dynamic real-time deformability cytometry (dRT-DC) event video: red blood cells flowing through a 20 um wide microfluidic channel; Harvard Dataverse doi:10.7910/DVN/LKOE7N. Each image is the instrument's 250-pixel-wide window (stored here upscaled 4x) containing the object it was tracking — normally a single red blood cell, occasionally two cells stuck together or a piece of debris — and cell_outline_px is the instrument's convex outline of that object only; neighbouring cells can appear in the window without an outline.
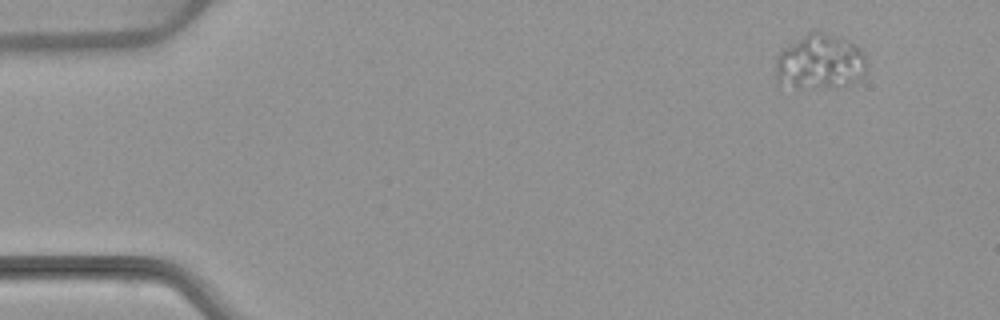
{"species": "common noctule bat (a hibernating species)", "species_latin": "Nyctalus noctula", "temperature_condition": "warm", "stored_images_in_passage": 51, "camera_frame_rate_fps": 3000, "um_per_image_px": 0.085, "animal": {"sex": "female", "body_mass_g": 22.7, "forearm_length_mm": 54.2}, "frame": {"image": 1, "passage_image": 1, "time_ms": 0.0, "image_size_px": [1000, 320], "cell_outline_px": [[868, 68], [864, 76], [860, 80], [828, 88], [792, 84], [776, 80], [776, 56], [780, 48], [808, 32], [820, 32], [840, 36], [848, 40], [860, 48], [864, 52], [868, 64]], "centroid_in_image_um": [69.75, 5.21], "position_along_channel_um": 15.3, "area_um2": 29.19}}
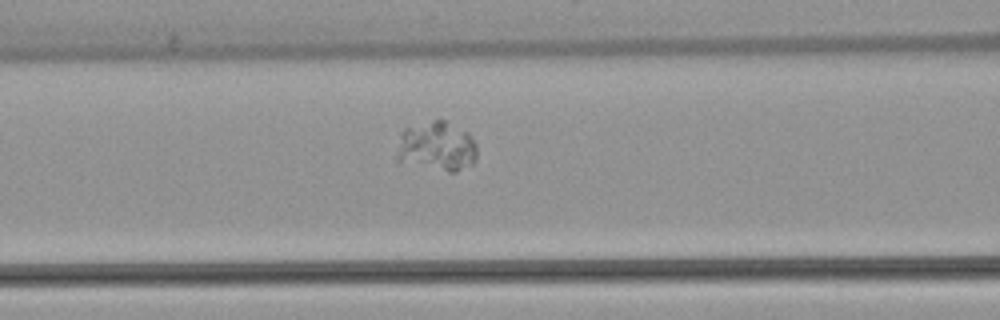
{"frame": {"image": 2, "passage_image": 19, "time_ms": 6.0, "image_size_px": [1000, 320], "cell_outline_px": [[476, 160], [472, 164], [456, 172], [448, 172], [396, 164], [396, 156], [400, 136], [404, 128], [432, 120], [444, 120], [468, 132], [472, 136], [476, 144]], "centroid_in_image_um": [37.08, 12.49], "position_along_channel_um": 129.5, "area_um2": 23.87}}
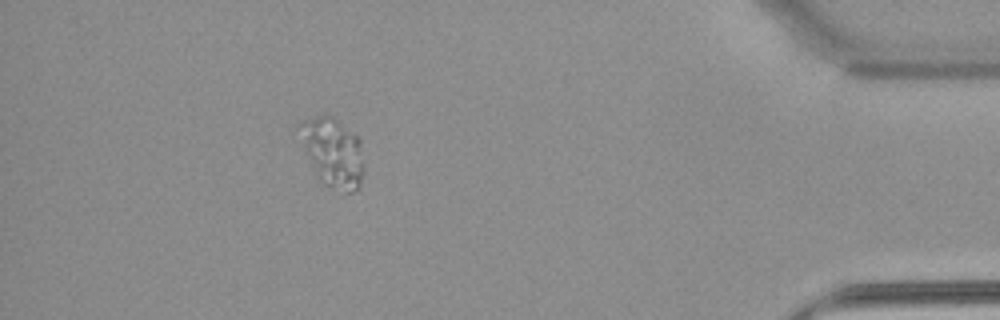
{"frame": {"image": 3, "passage_image": 45, "time_ms": 14.667, "image_size_px": [1000, 320], "cell_outline_px": [[364, 168], [360, 184], [352, 192], [344, 192], [324, 184], [320, 180], [316, 172], [304, 144], [300, 124], [304, 120], [324, 112], [328, 112], [356, 136], [360, 140]], "centroid_in_image_um": [28.35, 12.92], "position_along_channel_um": 406.9, "area_um2": 25.09}}